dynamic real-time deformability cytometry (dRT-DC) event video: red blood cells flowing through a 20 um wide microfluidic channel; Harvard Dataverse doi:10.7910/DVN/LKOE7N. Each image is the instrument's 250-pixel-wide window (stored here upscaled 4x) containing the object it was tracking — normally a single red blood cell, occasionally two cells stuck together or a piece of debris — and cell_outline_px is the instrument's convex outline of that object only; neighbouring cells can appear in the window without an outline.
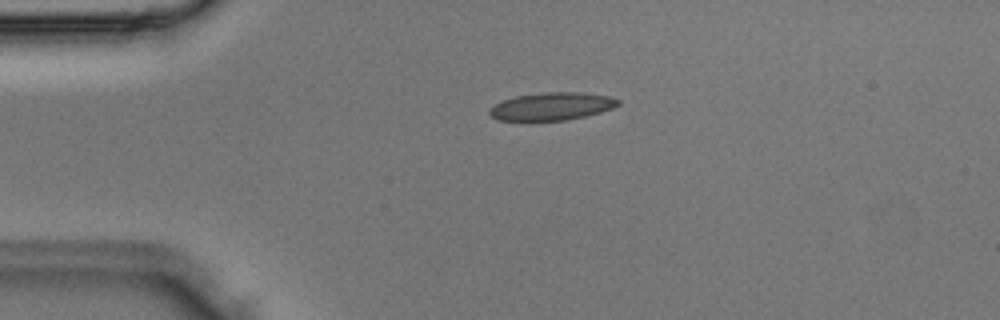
{"species": "Egyptian fruit bat (a non-hibernating species)", "species_latin": "Rousettus aegyptiacus", "temperature_condition": "room temperature", "stored_images_in_passage": 3, "camera_frame_rate_fps": 3000, "um_per_image_px": 0.085, "animal": {"sex": "male"}, "frame": {"image": 1, "passage_image": 2, "time_ms": 0.333, "image_size_px": [1000, 320], "cell_outline_px": [[620, 104], [612, 108], [600, 112], [584, 116], [564, 120], [524, 124], [500, 120], [492, 116], [488, 112], [496, 104], [504, 100], [516, 96], [544, 92], [580, 92], [608, 96], [620, 100]], "centroid_in_image_um": [46.85, 9.08], "position_along_channel_um": 38.1, "area_um2": 21.33}}